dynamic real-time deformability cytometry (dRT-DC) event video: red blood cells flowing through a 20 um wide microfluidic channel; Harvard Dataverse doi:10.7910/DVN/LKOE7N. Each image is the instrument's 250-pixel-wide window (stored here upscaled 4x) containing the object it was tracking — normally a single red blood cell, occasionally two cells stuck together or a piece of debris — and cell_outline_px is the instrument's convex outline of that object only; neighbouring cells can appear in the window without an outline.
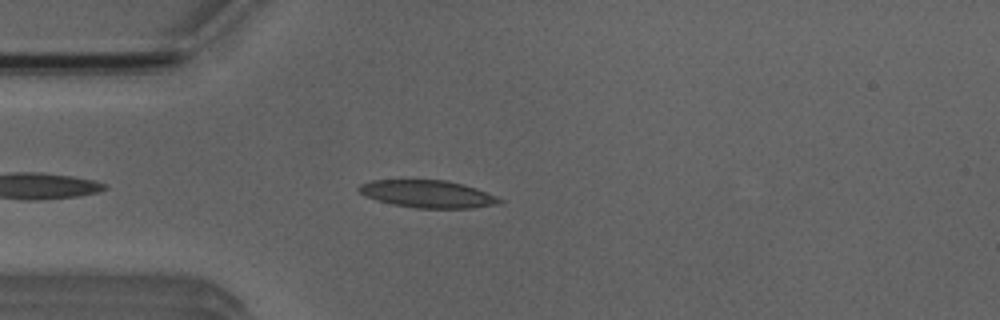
{"species": "Egyptian fruit bat (a non-hibernating species)", "species_latin": "Rousettus aegyptiacus", "temperature_condition": "room temperature", "stored_images_in_passage": 41, "camera_frame_rate_fps": 3000, "um_per_image_px": 0.085, "animal": {"sex": "male"}, "frame": {"image": 1, "passage_image": 5, "time_ms": 1.333, "image_size_px": [1000, 320], "cell_outline_px": [[504, 204], [472, 208], [416, 208], [392, 204], [376, 200], [364, 196], [356, 188], [360, 184], [372, 180], [444, 180], [464, 184], [476, 188], [496, 196], [504, 200]], "centroid_in_image_um": [36.38, 16.49], "position_along_channel_um": 48.6, "area_um2": 22.72}}
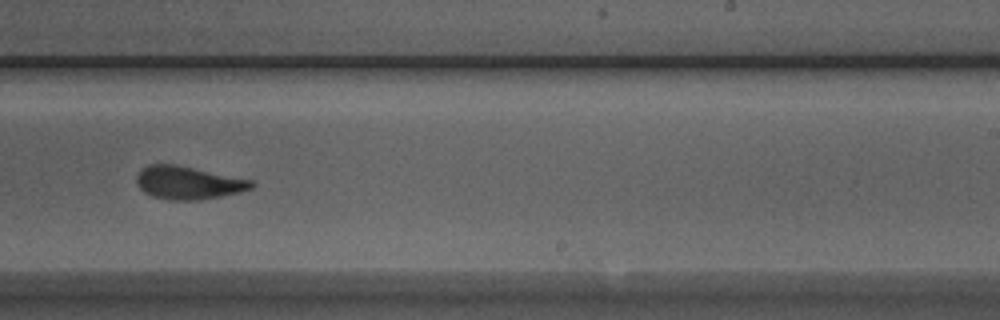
{"frame": {"image": 2, "passage_image": 23, "time_ms": 7.333, "image_size_px": [1000, 320], "cell_outline_px": [[256, 184], [252, 188], [240, 192], [200, 200], [172, 200], [152, 196], [144, 192], [136, 184], [136, 176], [148, 164], [176, 164], [252, 180]], "centroid_in_image_um": [16.0, 15.53], "position_along_channel_um": 273.0, "area_um2": 22.02}}
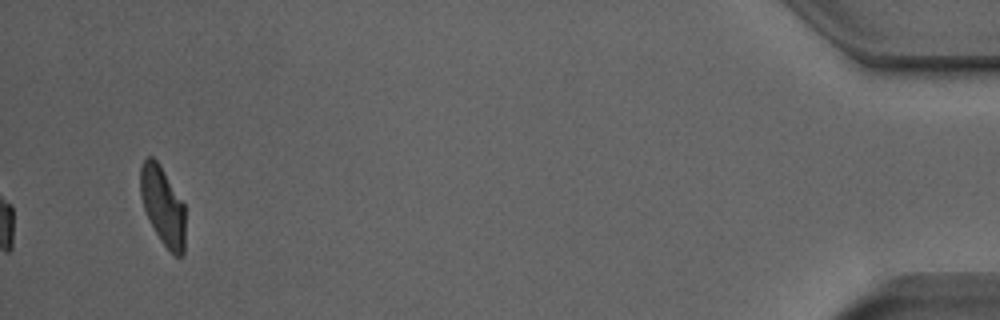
{"frame": {"image": 3, "passage_image": 41, "time_ms": 13.333, "image_size_px": [1000, 320], "cell_outline_px": [[184, 252], [180, 256], [176, 256], [160, 240], [144, 208], [140, 192], [140, 168], [144, 160], [148, 156], [152, 156], [160, 164], [184, 204]], "centroid_in_image_um": [13.83, 17.46], "position_along_channel_um": 421.4, "area_um2": 20.11}, "authors_computed_cell_mechanics": {"area_um2": 22.0218, "velocity_mm_per_s": 3.9164, "shape_relaxation_time_tau1_ms": 3.7745, "shape_relaxation_time_tau2_ms": 1.606, "deformation_change_tau1": 0.1447, "deformation_change_tau2": 0.0899}}